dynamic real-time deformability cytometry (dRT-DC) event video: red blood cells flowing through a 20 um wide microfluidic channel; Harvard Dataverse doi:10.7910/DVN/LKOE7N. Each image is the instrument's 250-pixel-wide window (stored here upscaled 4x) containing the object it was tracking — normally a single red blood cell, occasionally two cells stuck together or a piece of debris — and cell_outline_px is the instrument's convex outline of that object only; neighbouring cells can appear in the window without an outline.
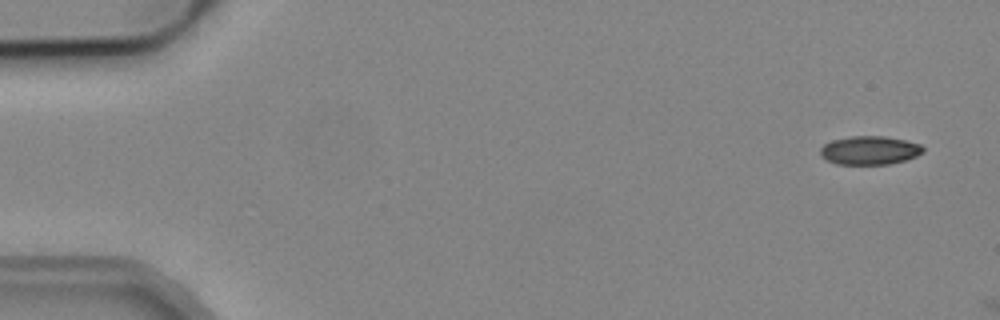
{"species": "common noctule bat (a hibernating species)", "species_latin": "Nyctalus noctula", "temperature_condition": "cold", "stored_images_in_passage": 2, "camera_frame_rate_fps": 3000, "um_per_image_px": 0.085, "animal": {"sex": "male", "body_mass_g": 19.2, "forearm_length_mm": 51.8}, "frame": {"image": 1, "passage_image": 1, "time_ms": 0.0, "image_size_px": [1000, 320], "cell_outline_px": [[924, 152], [916, 156], [904, 160], [888, 164], [836, 164], [820, 156], [820, 148], [824, 144], [832, 140], [852, 136], [884, 136], [904, 140], [920, 144], [924, 148]], "centroid_in_image_um": [73.9, 12.77], "position_along_channel_um": 11.1, "area_um2": 17.05}}